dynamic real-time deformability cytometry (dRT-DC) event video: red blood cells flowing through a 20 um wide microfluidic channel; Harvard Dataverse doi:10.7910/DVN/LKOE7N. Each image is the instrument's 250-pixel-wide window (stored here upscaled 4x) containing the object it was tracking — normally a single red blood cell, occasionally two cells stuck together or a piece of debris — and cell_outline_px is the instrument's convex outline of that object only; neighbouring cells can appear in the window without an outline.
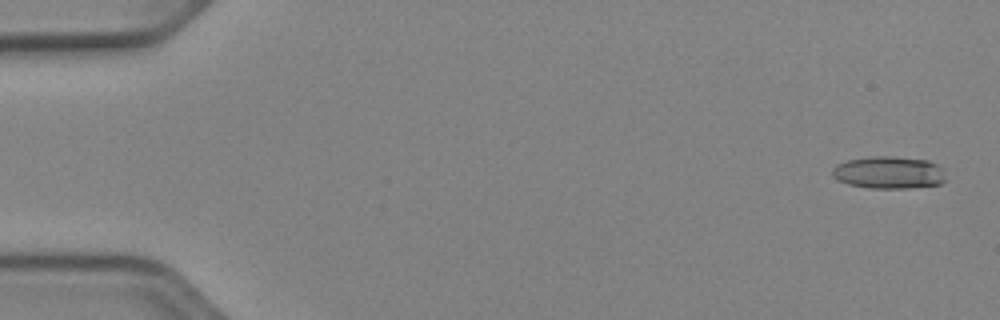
{"species": "Egyptian fruit bat (a non-hibernating species)", "species_latin": "Rousettus aegyptiacus", "temperature_condition": "cold", "stored_images_in_passage": 52, "camera_frame_rate_fps": 3000, "um_per_image_px": 0.085, "animal": {"sex": "female"}, "frame": {"image": 1, "passage_image": 2, "time_ms": 0.333, "image_size_px": [1000, 320], "cell_outline_px": [[948, 180], [940, 184], [912, 188], [868, 188], [848, 184], [832, 176], [832, 168], [836, 164], [848, 160], [872, 156], [896, 156], [928, 160], [944, 168]], "centroid_in_image_um": [75.61, 14.66], "position_along_channel_um": 9.4, "area_um2": 21.79}}
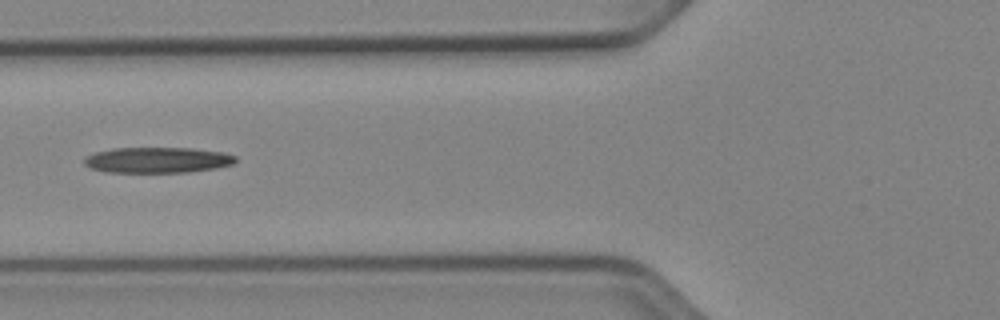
{"frame": {"image": 2, "passage_image": 21, "time_ms": 6.667, "image_size_px": [1000, 320], "cell_outline_px": [[236, 160], [232, 164], [216, 168], [188, 172], [104, 172], [92, 168], [84, 164], [84, 156], [92, 152], [112, 148], [192, 148], [224, 152], [236, 156]], "centroid_in_image_um": [13.35, 13.59], "position_along_channel_um": 112.5, "area_um2": 22.83}}
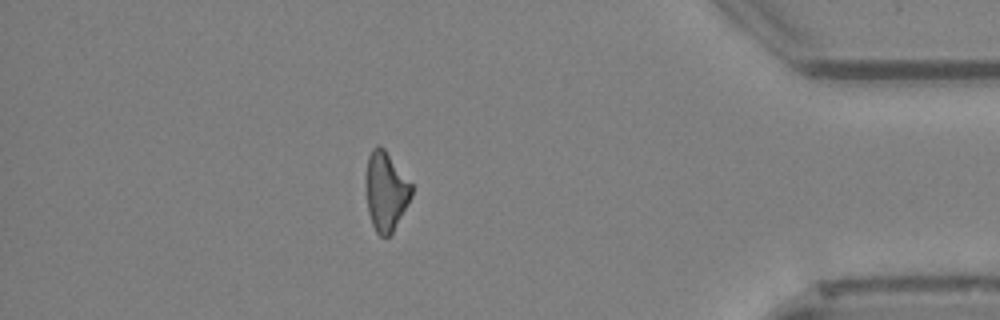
{"frame": {"image": 3, "passage_image": 46, "time_ms": 15.0, "image_size_px": [1000, 320], "cell_outline_px": [[412, 196], [392, 232], [388, 236], [380, 236], [376, 232], [372, 224], [368, 212], [364, 180], [364, 176], [368, 156], [372, 148], [376, 144], [380, 144], [384, 148], [412, 184]], "centroid_in_image_um": [32.76, 16.21], "position_along_channel_um": 402.4, "area_um2": 21.27}}